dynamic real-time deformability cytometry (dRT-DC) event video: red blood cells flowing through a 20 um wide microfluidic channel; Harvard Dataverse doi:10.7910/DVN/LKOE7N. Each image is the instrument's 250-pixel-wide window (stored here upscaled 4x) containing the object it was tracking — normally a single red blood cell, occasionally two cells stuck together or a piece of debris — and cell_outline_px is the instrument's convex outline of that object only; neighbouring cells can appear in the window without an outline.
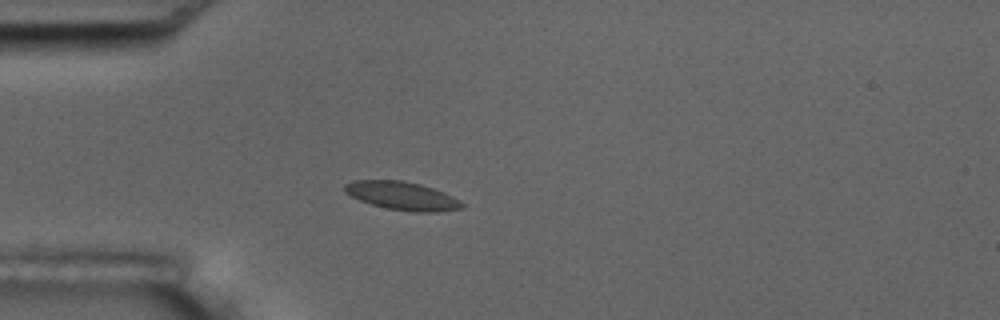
{"species": "common noctule bat (a hibernating species)", "species_latin": "Nyctalus noctula", "temperature_condition": "room temperature", "stored_images_in_passage": 4, "camera_frame_rate_fps": 3000, "um_per_image_px": 0.085, "animal": {"sex": "male", "body_mass_g": 17.5, "forearm_length_mm": 52.3}, "frame": {"image": 1, "passage_image": 4, "time_ms": 3.333, "image_size_px": [1000, 320], "cell_outline_px": [[464, 208], [440, 212], [412, 212], [388, 208], [372, 204], [360, 200], [344, 192], [344, 184], [352, 180], [400, 180], [420, 184], [444, 192], [460, 200], [464, 204]], "centroid_in_image_um": [34.2, 16.65], "position_along_channel_um": 50.8, "area_um2": 19.36}}